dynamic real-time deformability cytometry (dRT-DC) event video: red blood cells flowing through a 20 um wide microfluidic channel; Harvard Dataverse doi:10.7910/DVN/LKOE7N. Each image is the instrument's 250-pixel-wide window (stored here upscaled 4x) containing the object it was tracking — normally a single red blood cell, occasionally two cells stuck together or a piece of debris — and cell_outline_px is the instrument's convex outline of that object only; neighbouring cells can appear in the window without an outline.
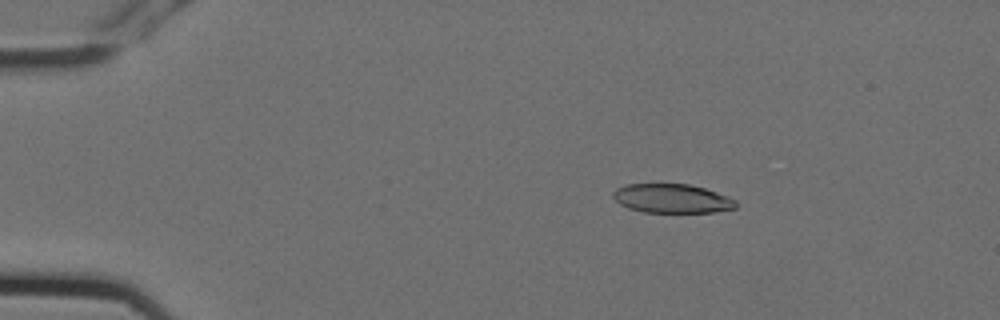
{"species": "Egyptian fruit bat (a non-hibernating species)", "species_latin": "Rousettus aegyptiacus", "temperature_condition": "cold", "stored_images_in_passage": 5, "camera_frame_rate_fps": 3000, "um_per_image_px": 0.085, "animal": {"sex": "female"}, "frame": {"image": 1, "passage_image": 3, "time_ms": 0.667, "image_size_px": [1000, 320], "cell_outline_px": [[736, 208], [716, 212], [644, 212], [628, 208], [620, 204], [612, 196], [612, 192], [616, 188], [624, 184], [688, 184], [704, 188], [716, 192], [736, 200]], "centroid_in_image_um": [57.09, 16.87], "position_along_channel_um": 27.9, "area_um2": 20.75}}